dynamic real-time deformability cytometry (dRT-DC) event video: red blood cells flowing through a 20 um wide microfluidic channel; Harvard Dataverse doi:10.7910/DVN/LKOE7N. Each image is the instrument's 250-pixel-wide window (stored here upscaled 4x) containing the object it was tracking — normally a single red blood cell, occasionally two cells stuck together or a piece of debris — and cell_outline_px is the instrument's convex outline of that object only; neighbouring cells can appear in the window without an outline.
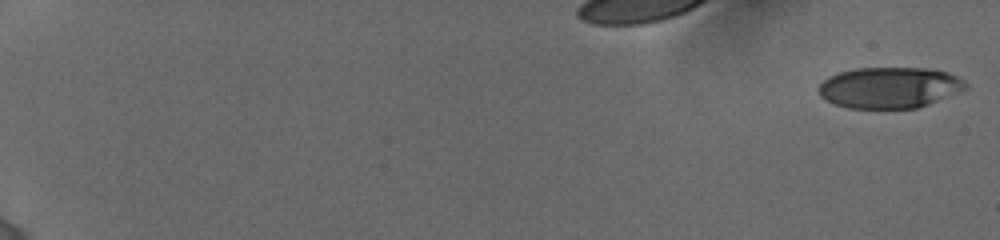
{"species": "human", "species_latin": "Homo sapiens", "temperature_condition": "cold", "stored_images_in_passage": 70, "camera_frame_rate_fps": 3000, "um_per_image_px": 0.085, "donor": {"sex": "female"}, "frame": {"image": 1, "passage_image": 1, "time_ms": 0.0, "image_size_px": [1000, 240], "cell_outline_px": [[968, 88], [928, 104], [916, 108], [848, 108], [836, 104], [820, 96], [816, 88], [828, 76], [840, 72], [856, 68], [924, 68], [948, 72], [964, 80], [968, 84]], "centroid_in_image_um": [75.6, 7.44], "position_along_channel_um": 9.4, "area_um2": 35.08}}
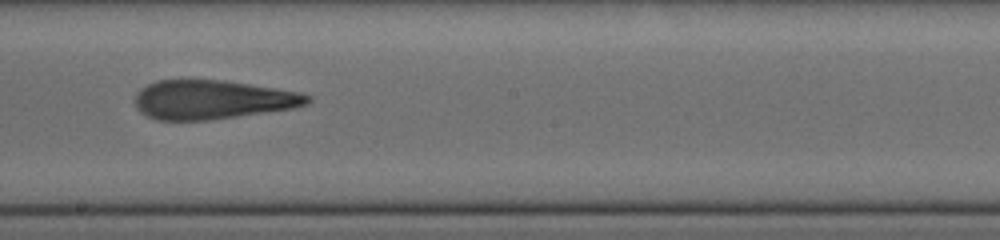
{"frame": {"image": 2, "passage_image": 43, "time_ms": 11.333, "image_size_px": [1000, 240], "cell_outline_px": [[312, 100], [308, 104], [292, 108], [208, 120], [156, 120], [140, 112], [136, 108], [136, 92], [140, 88], [156, 80], [224, 80], [300, 92], [312, 96]], "centroid_in_image_um": [18.04, 8.46], "position_along_channel_um": 230.2, "area_um2": 39.07}}
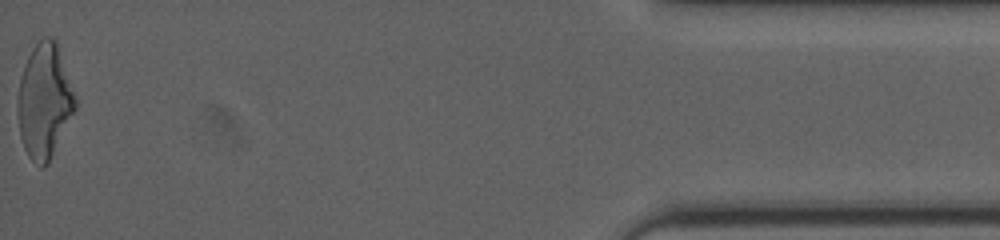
{"frame": {"image": 3, "passage_image": 70, "time_ms": 18.333, "image_size_px": [1000, 240], "cell_outline_px": [[76, 108], [48, 164], [44, 168], [40, 168], [28, 156], [24, 148], [20, 136], [16, 108], [20, 80], [24, 64], [32, 48], [44, 36], [52, 36], [56, 40], [76, 96]], "centroid_in_image_um": [3.77, 8.6], "position_along_channel_um": 431.4, "area_um2": 38.55}, "authors_computed_cell_mechanics": {"area_um2": 38.437, "velocity_mm_per_s": 3.8937, "shape_relaxation_time_tau1_ms": null, "shape_relaxation_time_tau2_ms": 2.7838, "deformation_change_tau1": null, "deformation_change_tau2": 0.1563}}